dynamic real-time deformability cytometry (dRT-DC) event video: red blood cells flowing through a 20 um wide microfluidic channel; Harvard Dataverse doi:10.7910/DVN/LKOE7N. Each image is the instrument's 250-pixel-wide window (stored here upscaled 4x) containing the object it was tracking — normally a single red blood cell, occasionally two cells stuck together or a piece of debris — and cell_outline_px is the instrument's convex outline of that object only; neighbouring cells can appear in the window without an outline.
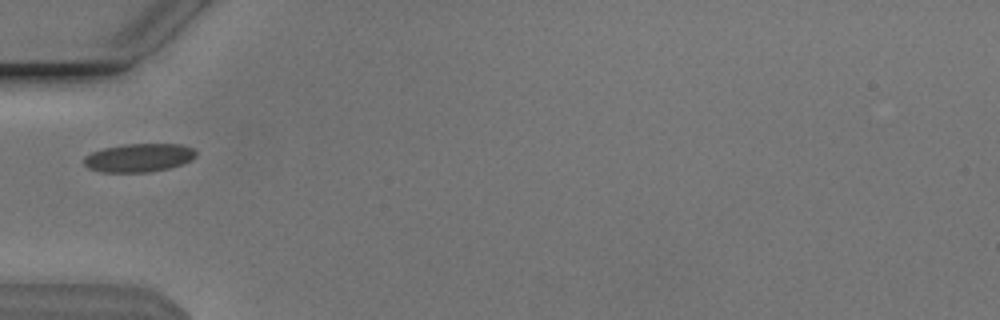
{"species": "Egyptian fruit bat (a non-hibernating species)", "species_latin": "Rousettus aegyptiacus", "temperature_condition": "cold", "stored_images_in_passage": 9, "camera_frame_rate_fps": 3000, "um_per_image_px": 0.085, "animal": {"sex": "male"}, "frame": {"image": 1, "passage_image": 1, "time_ms": 0.0, "image_size_px": [1000, 320], "cell_outline_px": [[196, 156], [192, 160], [184, 164], [168, 168], [148, 172], [100, 172], [88, 168], [84, 164], [84, 156], [92, 152], [104, 148], [128, 144], [180, 144], [192, 148], [196, 152]], "centroid_in_image_um": [11.81, 13.41], "position_along_channel_um": 73.2, "area_um2": 18.55}}